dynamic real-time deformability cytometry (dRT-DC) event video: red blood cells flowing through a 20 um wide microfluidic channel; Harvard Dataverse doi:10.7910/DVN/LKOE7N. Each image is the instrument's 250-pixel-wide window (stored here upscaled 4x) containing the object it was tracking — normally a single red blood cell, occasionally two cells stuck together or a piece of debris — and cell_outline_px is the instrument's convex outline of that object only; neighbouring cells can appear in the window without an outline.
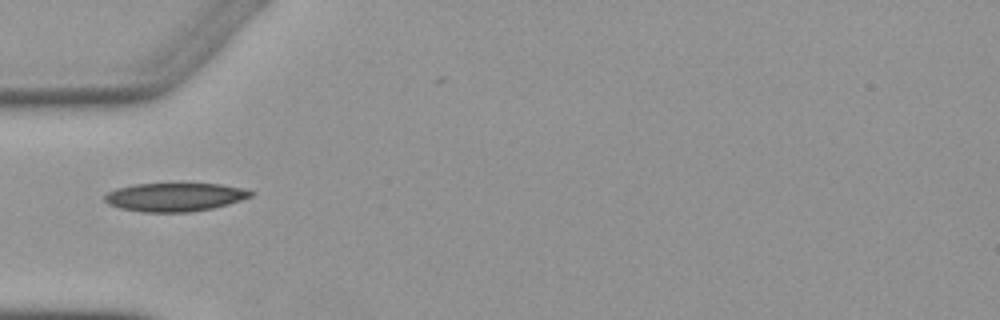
{"species": "Egyptian fruit bat (a non-hibernating species)", "species_latin": "Rousettus aegyptiacus", "temperature_condition": "warm", "stored_images_in_passage": 5, "camera_frame_rate_fps": 3000, "um_per_image_px": 0.085, "animal": {"sex": "female"}, "frame": {"image": 1, "passage_image": 5, "time_ms": 5.333, "image_size_px": [1000, 320], "cell_outline_px": [[252, 196], [228, 204], [212, 208], [188, 212], [144, 212], [120, 208], [108, 204], [104, 200], [104, 196], [108, 192], [116, 188], [136, 184], [220, 184], [240, 188], [252, 192]], "centroid_in_image_um": [14.81, 16.75], "position_along_channel_um": 70.2, "area_um2": 23.93}}